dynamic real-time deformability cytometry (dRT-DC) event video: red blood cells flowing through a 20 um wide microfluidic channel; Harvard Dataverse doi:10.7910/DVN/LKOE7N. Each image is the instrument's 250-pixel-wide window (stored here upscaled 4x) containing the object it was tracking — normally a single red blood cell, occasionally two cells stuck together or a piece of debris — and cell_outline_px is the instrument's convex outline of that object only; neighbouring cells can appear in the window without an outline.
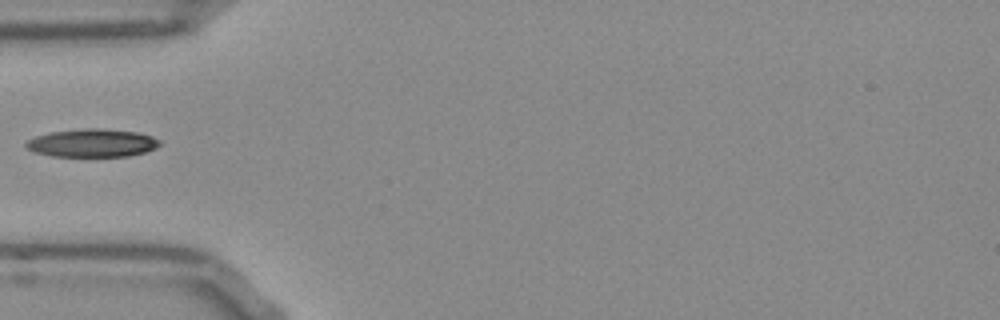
{"species": "Egyptian fruit bat (a non-hibernating species)", "species_latin": "Rousettus aegyptiacus", "temperature_condition": "room temperature", "stored_images_in_passage": 29, "camera_frame_rate_fps": 3000, "um_per_image_px": 0.085, "frame": {"image": 1, "passage_image": 1, "time_ms": 0.0, "image_size_px": [1000, 320], "cell_outline_px": [[160, 144], [156, 148], [148, 152], [128, 156], [52, 156], [36, 152], [28, 148], [24, 144], [28, 140], [36, 136], [52, 132], [84, 128], [104, 128], [136, 132], [152, 136], [160, 140]], "centroid_in_image_um": [7.89, 12.15], "position_along_channel_um": 77.1, "area_um2": 21.85}}
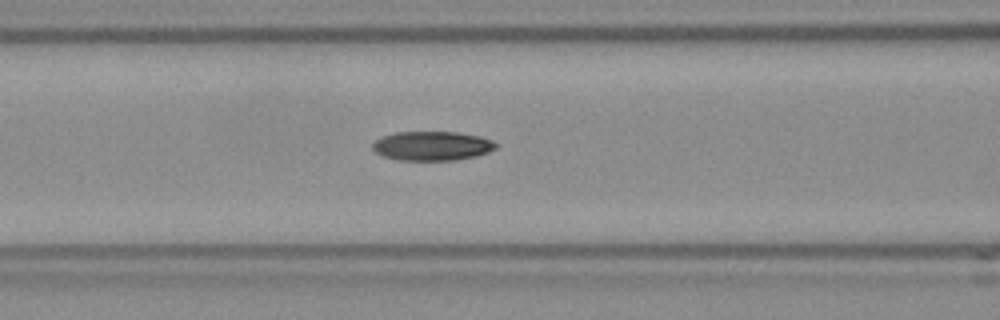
{"frame": {"image": 2, "passage_image": 5, "time_ms": 1.333, "image_size_px": [1000, 320], "cell_outline_px": [[496, 148], [488, 152], [476, 156], [456, 160], [400, 160], [384, 156], [376, 152], [372, 148], [372, 144], [376, 140], [384, 136], [396, 132], [456, 132], [480, 136], [492, 140], [496, 144]], "centroid_in_image_um": [36.74, 12.4], "position_along_channel_um": 129.9, "area_um2": 20.87}}